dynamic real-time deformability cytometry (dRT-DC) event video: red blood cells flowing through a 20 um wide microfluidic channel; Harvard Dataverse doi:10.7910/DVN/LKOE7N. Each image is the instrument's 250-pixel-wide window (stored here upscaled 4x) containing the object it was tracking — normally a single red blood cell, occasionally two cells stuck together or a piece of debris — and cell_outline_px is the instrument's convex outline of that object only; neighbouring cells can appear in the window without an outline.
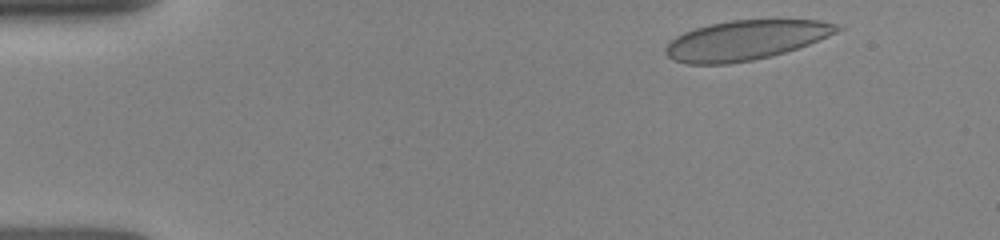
{"species": "human", "species_latin": "Homo sapiens", "temperature_condition": "room temperature", "stored_images_in_passage": 44, "camera_frame_rate_fps": 3000, "um_per_image_px": 0.085, "donor": {"sex": "female"}, "frame": {"image": 1, "passage_image": 2, "time_ms": 0.333, "image_size_px": [1000, 240], "cell_outline_px": [[844, 28], [828, 36], [808, 44], [784, 52], [752, 60], [728, 64], [688, 64], [672, 60], [664, 52], [664, 48], [676, 36], [684, 32], [696, 28], [712, 24], [732, 20], [820, 20], [844, 24]], "centroid_in_image_um": [63.39, 3.41], "position_along_channel_um": 21.6, "area_um2": 39.48}}
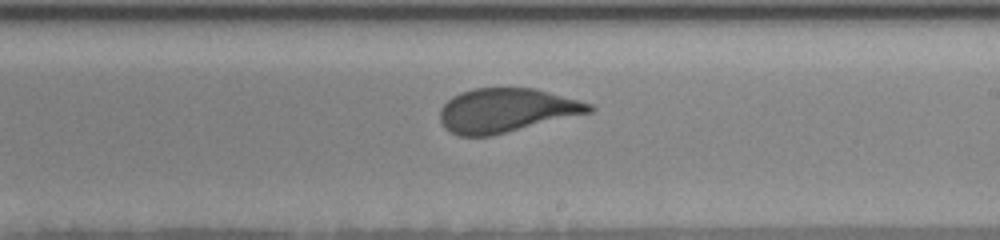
{"frame": {"image": 2, "passage_image": 24, "time_ms": 8.0, "image_size_px": [1000, 240], "cell_outline_px": [[596, 108], [592, 112], [492, 136], [460, 136], [444, 128], [440, 120], [440, 108], [452, 96], [460, 92], [472, 88], [532, 88], [548, 92], [592, 104]], "centroid_in_image_um": [43.01, 9.39], "position_along_channel_um": 246.0, "area_um2": 38.21}}
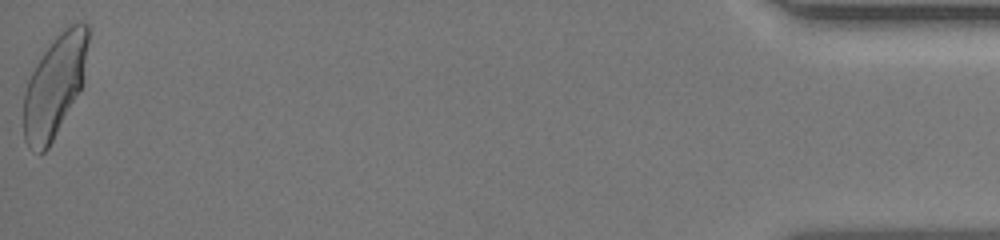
{"frame": {"image": 3, "passage_image": 44, "time_ms": 14.667, "image_size_px": [1000, 240], "cell_outline_px": [[88, 40], [84, 80], [80, 88], [48, 148], [44, 152], [32, 152], [28, 148], [24, 140], [24, 92], [28, 80], [40, 48], [64, 28], [80, 20], [88, 24]], "centroid_in_image_um": [4.61, 7.21], "position_along_channel_um": 430.6, "area_um2": 38.78}}